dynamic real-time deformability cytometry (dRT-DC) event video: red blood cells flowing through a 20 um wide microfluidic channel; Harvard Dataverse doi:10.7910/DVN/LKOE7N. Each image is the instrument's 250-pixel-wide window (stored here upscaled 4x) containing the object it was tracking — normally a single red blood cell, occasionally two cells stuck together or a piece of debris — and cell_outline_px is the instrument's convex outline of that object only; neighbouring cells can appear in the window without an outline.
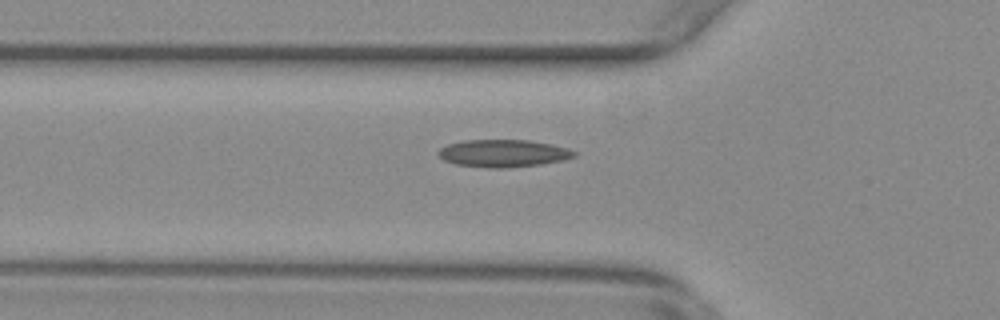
{"species": "common noctule bat (a hibernating species)", "species_latin": "Nyctalus noctula", "temperature_condition": "warm", "stored_images_in_passage": 4, "camera_frame_rate_fps": 3000, "um_per_image_px": 0.085, "animal": {"sex": "female", "body_mass_g": 29.2, "forearm_length_mm": 56.3}, "frame": {"image": 1, "passage_image": 2, "time_ms": 0.333, "image_size_px": [1000, 320], "cell_outline_px": [[576, 156], [564, 160], [540, 164], [508, 168], [488, 168], [456, 164], [444, 160], [436, 152], [440, 148], [448, 144], [464, 140], [528, 140], [552, 144], [576, 152]], "centroid_in_image_um": [42.76, 13.03], "position_along_channel_um": 83.0, "area_um2": 21.68}}